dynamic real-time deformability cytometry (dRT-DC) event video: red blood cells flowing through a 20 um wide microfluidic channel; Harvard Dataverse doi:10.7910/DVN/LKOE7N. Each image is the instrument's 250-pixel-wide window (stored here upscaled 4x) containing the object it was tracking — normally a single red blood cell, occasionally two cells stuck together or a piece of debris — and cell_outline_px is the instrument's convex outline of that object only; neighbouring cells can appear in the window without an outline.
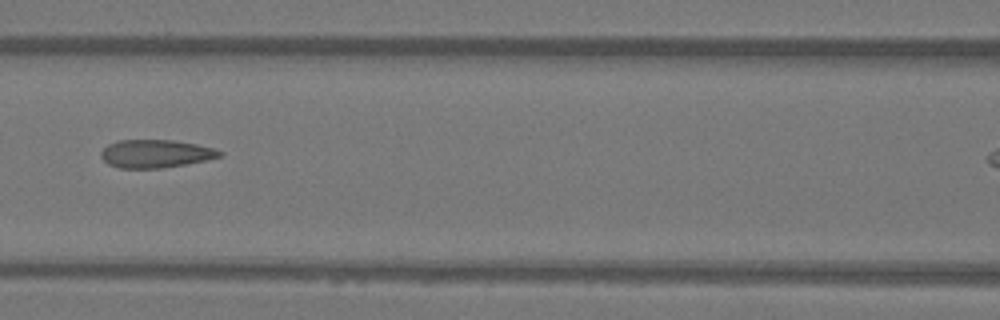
{"species": "Egyptian fruit bat (a non-hibernating species)", "species_latin": "Rousettus aegyptiacus", "temperature_condition": "warm", "stored_images_in_passage": 4, "segment_of_instrument_passage": [1, 2], "camera_frame_rate_fps": 3000, "um_per_image_px": 0.085, "animal": {"sex": "female"}, "frame": {"image": 1, "passage_image": 3, "time_ms": 0.667, "image_size_px": [1000, 320], "cell_outline_px": [[224, 156], [184, 164], [160, 168], [120, 168], [108, 164], [100, 156], [100, 152], [108, 144], [116, 140], [172, 140], [196, 144], [212, 148], [224, 152]], "centroid_in_image_um": [13.2, 13.06], "position_along_channel_um": 153.4, "area_um2": 19.31}}